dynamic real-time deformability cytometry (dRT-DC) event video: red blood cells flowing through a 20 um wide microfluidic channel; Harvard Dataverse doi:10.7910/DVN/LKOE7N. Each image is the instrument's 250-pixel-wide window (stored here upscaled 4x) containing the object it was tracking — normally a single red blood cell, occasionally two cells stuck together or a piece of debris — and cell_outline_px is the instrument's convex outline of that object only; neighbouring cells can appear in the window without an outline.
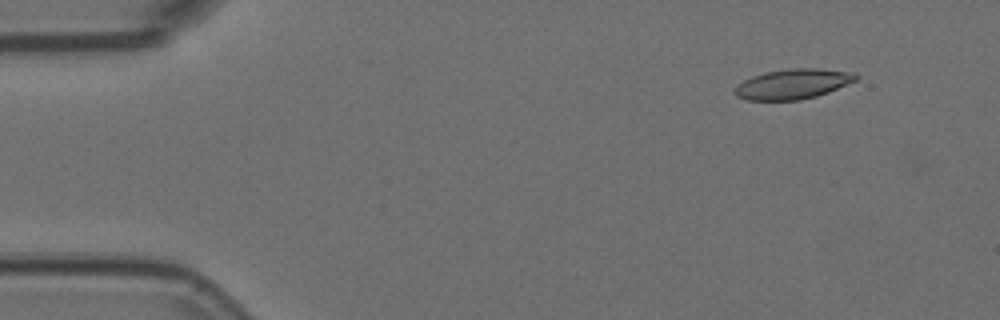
{"species": "Egyptian fruit bat (a non-hibernating species)", "species_latin": "Rousettus aegyptiacus", "temperature_condition": "room temperature", "stored_images_in_passage": 5, "camera_frame_rate_fps": 3000, "um_per_image_px": 0.085, "animal": {"sex": "female"}, "frame": {"image": 1, "passage_image": 2, "time_ms": 0.333, "image_size_px": [1000, 320], "cell_outline_px": [[860, 76], [856, 80], [828, 92], [816, 96], [800, 100], [748, 100], [736, 96], [732, 92], [744, 80], [752, 76], [764, 72], [792, 68], [816, 68], [856, 72]], "centroid_in_image_um": [67.41, 7.13], "position_along_channel_um": 17.6, "area_um2": 21.21}}